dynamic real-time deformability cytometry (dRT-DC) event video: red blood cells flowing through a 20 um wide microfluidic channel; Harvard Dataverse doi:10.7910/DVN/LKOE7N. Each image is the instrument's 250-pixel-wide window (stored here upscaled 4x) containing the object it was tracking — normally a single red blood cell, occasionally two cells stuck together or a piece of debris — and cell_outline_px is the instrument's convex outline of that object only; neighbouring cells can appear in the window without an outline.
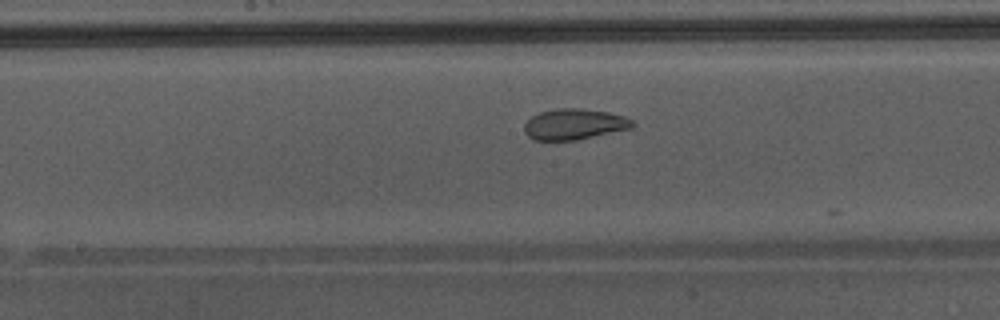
{"species": "Egyptian fruit bat (a non-hibernating species)", "species_latin": "Rousettus aegyptiacus", "temperature_condition": "warm", "stored_images_in_passage": 17, "camera_frame_rate_fps": 3000, "um_per_image_px": 0.085, "animal": {"sex": "male"}, "frame": {"image": 1, "passage_image": 10, "time_ms": 3.0, "image_size_px": [1000, 320], "cell_outline_px": [[636, 124], [632, 128], [576, 140], [532, 140], [524, 132], [524, 124], [532, 116], [540, 112], [560, 108], [580, 108], [608, 112], [624, 116], [632, 120]], "centroid_in_image_um": [48.81, 10.56], "position_along_channel_um": 199.4, "area_um2": 19.42}}
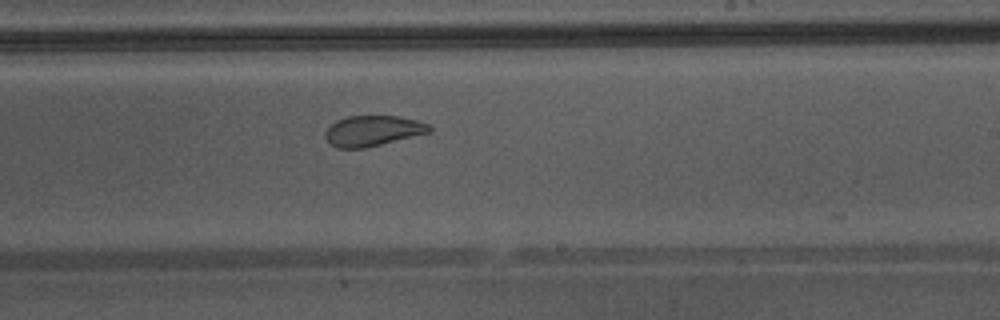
{"frame": {"image": 2, "passage_image": 14, "time_ms": 4.333, "image_size_px": [1000, 320], "cell_outline_px": [[432, 132], [364, 148], [336, 148], [324, 136], [324, 132], [336, 120], [348, 116], [396, 116], [416, 120], [428, 124], [432, 128]], "centroid_in_image_um": [31.69, 11.12], "position_along_channel_um": 257.3, "area_um2": 18.38}}